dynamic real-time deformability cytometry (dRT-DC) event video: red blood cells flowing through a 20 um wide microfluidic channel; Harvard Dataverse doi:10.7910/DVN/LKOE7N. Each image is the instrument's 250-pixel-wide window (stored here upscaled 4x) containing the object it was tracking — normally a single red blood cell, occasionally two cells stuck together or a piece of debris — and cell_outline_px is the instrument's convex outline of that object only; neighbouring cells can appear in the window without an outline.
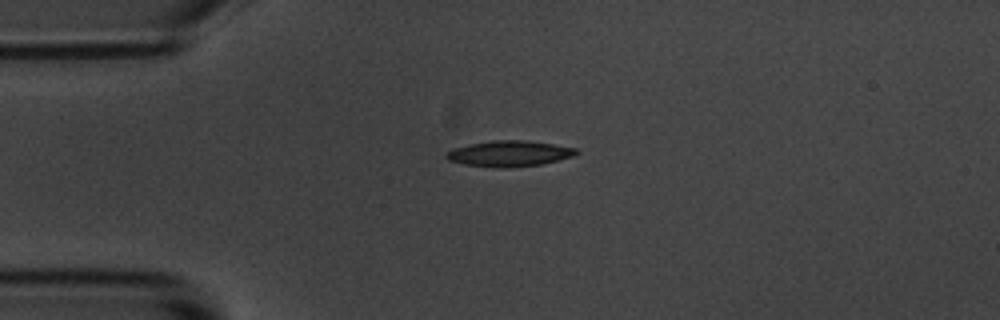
{"species": "common noctule bat (a hibernating species)", "species_latin": "Nyctalus noctula", "temperature_condition": "room temperature", "stored_images_in_passage": 12, "camera_frame_rate_fps": 3000, "um_per_image_px": 0.085, "animal": {"sex": "male", "body_mass_g": 20.1, "forearm_length_mm": 53.5}, "frame": {"image": 1, "passage_image": 1, "time_ms": 0.0, "image_size_px": [1000, 320], "cell_outline_px": [[580, 152], [572, 156], [540, 164], [508, 168], [500, 168], [464, 164], [448, 160], [444, 156], [444, 152], [452, 148], [468, 144], [492, 140], [524, 140], [552, 144], [576, 148]], "centroid_in_image_um": [43.22, 13.05], "position_along_channel_um": 41.8, "area_um2": 19.54}}
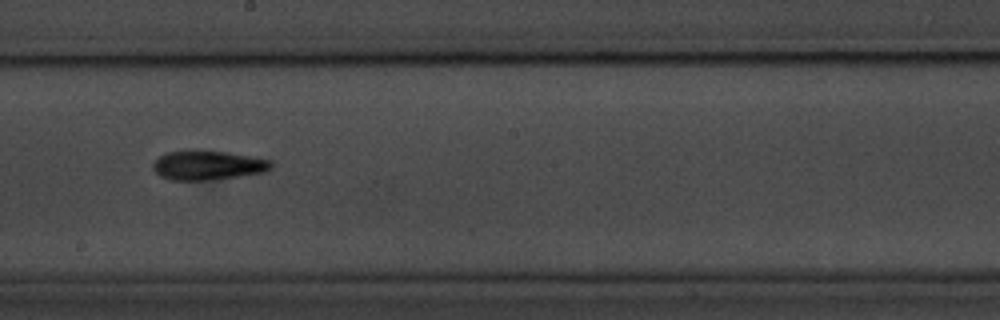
{"frame": {"image": 2, "passage_image": 6, "time_ms": 5.667, "image_size_px": [1000, 320], "cell_outline_px": [[272, 168], [264, 172], [240, 176], [212, 180], [168, 180], [160, 176], [152, 168], [152, 164], [160, 156], [168, 152], [228, 152], [272, 160]], "centroid_in_image_um": [17.69, 14.08], "position_along_channel_um": 230.5, "area_um2": 19.83}}
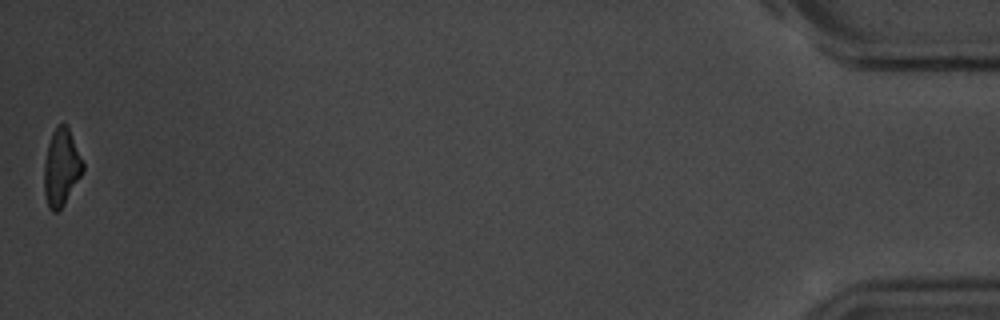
{"frame": {"image": 3, "passage_image": 12, "time_ms": 13.667, "image_size_px": [1000, 320], "cell_outline_px": [[84, 168], [80, 176], [64, 204], [56, 212], [52, 212], [48, 208], [44, 192], [44, 164], [48, 144], [52, 132], [60, 124], [64, 124], [68, 128], [84, 164]], "centroid_in_image_um": [5.19, 14.26], "position_along_channel_um": 430.0, "area_um2": 16.99}, "authors_computed_cell_mechanics": {"area_um2": 19.3341, "velocity_mm_per_s": 3.6906, "shape_relaxation_time_tau1_ms": 2.0895, "shape_relaxation_time_tau2_ms": null, "deformation_change_tau1": 0.1052, "deformation_change_tau2": null}}